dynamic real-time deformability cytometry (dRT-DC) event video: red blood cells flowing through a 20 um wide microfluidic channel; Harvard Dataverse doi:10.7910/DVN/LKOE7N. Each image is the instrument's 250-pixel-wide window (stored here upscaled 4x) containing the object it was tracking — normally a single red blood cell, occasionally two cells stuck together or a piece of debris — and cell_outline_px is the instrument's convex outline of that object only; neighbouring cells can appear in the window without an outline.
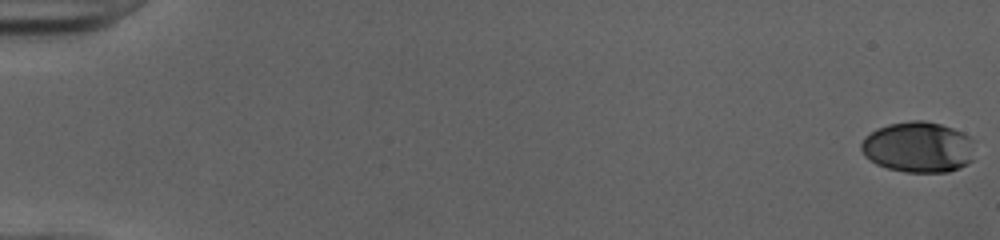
{"species": "human", "species_latin": "Homo sapiens", "temperature_condition": "cold", "stored_images_in_passage": 53, "camera_frame_rate_fps": 3000, "um_per_image_px": 0.085, "donor": {"sex": "female"}, "frame": {"image": 1, "passage_image": 1, "time_ms": 0.0, "image_size_px": [1000, 240], "cell_outline_px": [[972, 160], [968, 164], [960, 168], [948, 172], [904, 172], [888, 168], [876, 164], [864, 156], [860, 148], [860, 144], [864, 136], [876, 128], [888, 124], [912, 120], [924, 120], [940, 124], [964, 132], [972, 140]], "centroid_in_image_um": [78.02, 12.5], "position_along_channel_um": 7.0, "area_um2": 33.87}}
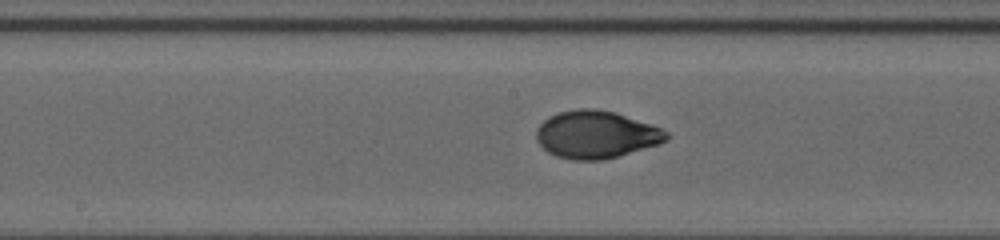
{"frame": {"image": 2, "passage_image": 29, "time_ms": 9.333, "image_size_px": [1000, 240], "cell_outline_px": [[672, 136], [668, 140], [660, 144], [604, 160], [572, 160], [556, 156], [548, 152], [536, 140], [536, 128], [548, 116], [556, 112], [576, 108], [596, 108], [616, 112], [652, 124], [668, 132]], "centroid_in_image_um": [50.68, 11.42], "position_along_channel_um": 197.5, "area_um2": 36.59}}
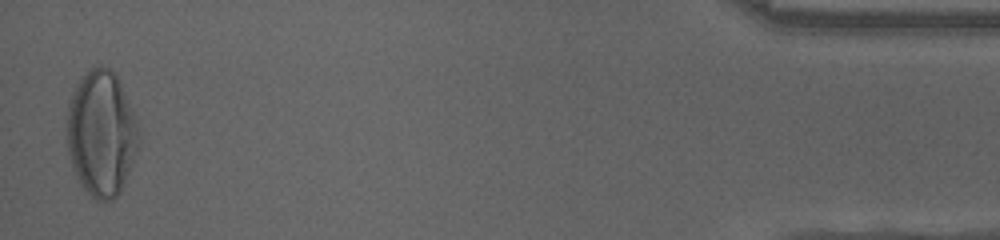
{"frame": {"image": 3, "passage_image": 52, "time_ms": 17.0, "image_size_px": [1000, 240], "cell_outline_px": [[140, 140], [124, 184], [120, 192], [112, 200], [96, 200], [80, 184], [72, 168], [68, 152], [68, 100], [80, 76], [92, 68], [100, 64], [108, 68], [120, 80], [132, 108], [140, 136]], "centroid_in_image_um": [8.61, 11.32], "position_along_channel_um": 426.6, "area_um2": 52.48}, "authors_computed_cell_mechanics": {"area_um2": 35.3158, "velocity_mm_per_s": 4.0179, "shape_relaxation_time_tau1_ms": 5.0896, "shape_relaxation_time_tau2_ms": null, "deformation_change_tau1": 0.2186, "deformation_change_tau2": null}}